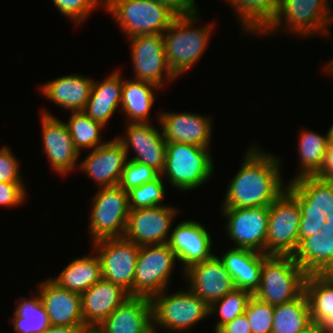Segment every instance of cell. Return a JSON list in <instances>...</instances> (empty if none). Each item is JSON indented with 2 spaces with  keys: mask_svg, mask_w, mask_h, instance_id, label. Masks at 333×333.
<instances>
[{
  "mask_svg": "<svg viewBox=\"0 0 333 333\" xmlns=\"http://www.w3.org/2000/svg\"><path fill=\"white\" fill-rule=\"evenodd\" d=\"M280 160L264 152L259 145L249 147L239 171L227 187L221 207L270 206L287 188L282 181Z\"/></svg>",
  "mask_w": 333,
  "mask_h": 333,
  "instance_id": "cell-1",
  "label": "cell"
},
{
  "mask_svg": "<svg viewBox=\"0 0 333 333\" xmlns=\"http://www.w3.org/2000/svg\"><path fill=\"white\" fill-rule=\"evenodd\" d=\"M197 10L185 16H178L163 33L166 61L176 77L194 67L208 45L213 24L194 27L198 21Z\"/></svg>",
  "mask_w": 333,
  "mask_h": 333,
  "instance_id": "cell-2",
  "label": "cell"
},
{
  "mask_svg": "<svg viewBox=\"0 0 333 333\" xmlns=\"http://www.w3.org/2000/svg\"><path fill=\"white\" fill-rule=\"evenodd\" d=\"M306 272L292 255H266L260 286L253 293L262 302L280 305L296 299L304 291Z\"/></svg>",
  "mask_w": 333,
  "mask_h": 333,
  "instance_id": "cell-3",
  "label": "cell"
},
{
  "mask_svg": "<svg viewBox=\"0 0 333 333\" xmlns=\"http://www.w3.org/2000/svg\"><path fill=\"white\" fill-rule=\"evenodd\" d=\"M125 37L163 34L177 17L166 6L153 0H104Z\"/></svg>",
  "mask_w": 333,
  "mask_h": 333,
  "instance_id": "cell-4",
  "label": "cell"
},
{
  "mask_svg": "<svg viewBox=\"0 0 333 333\" xmlns=\"http://www.w3.org/2000/svg\"><path fill=\"white\" fill-rule=\"evenodd\" d=\"M165 292L151 298L154 333H158L156 327L169 333H188L194 324L210 316V306L189 288L170 295Z\"/></svg>",
  "mask_w": 333,
  "mask_h": 333,
  "instance_id": "cell-5",
  "label": "cell"
},
{
  "mask_svg": "<svg viewBox=\"0 0 333 333\" xmlns=\"http://www.w3.org/2000/svg\"><path fill=\"white\" fill-rule=\"evenodd\" d=\"M209 148L193 144L167 142L165 167L161 176L180 191L200 187L214 172Z\"/></svg>",
  "mask_w": 333,
  "mask_h": 333,
  "instance_id": "cell-6",
  "label": "cell"
},
{
  "mask_svg": "<svg viewBox=\"0 0 333 333\" xmlns=\"http://www.w3.org/2000/svg\"><path fill=\"white\" fill-rule=\"evenodd\" d=\"M329 1L331 0H280L276 18L260 35L275 34L282 27L295 32L297 36L309 37L311 33H318L327 37L333 24V11Z\"/></svg>",
  "mask_w": 333,
  "mask_h": 333,
  "instance_id": "cell-7",
  "label": "cell"
},
{
  "mask_svg": "<svg viewBox=\"0 0 333 333\" xmlns=\"http://www.w3.org/2000/svg\"><path fill=\"white\" fill-rule=\"evenodd\" d=\"M92 202L89 234L92 243L107 238L124 237L128 215V191L119 185L99 188Z\"/></svg>",
  "mask_w": 333,
  "mask_h": 333,
  "instance_id": "cell-8",
  "label": "cell"
},
{
  "mask_svg": "<svg viewBox=\"0 0 333 333\" xmlns=\"http://www.w3.org/2000/svg\"><path fill=\"white\" fill-rule=\"evenodd\" d=\"M301 209L285 190L270 206L266 255H294L299 248Z\"/></svg>",
  "mask_w": 333,
  "mask_h": 333,
  "instance_id": "cell-9",
  "label": "cell"
},
{
  "mask_svg": "<svg viewBox=\"0 0 333 333\" xmlns=\"http://www.w3.org/2000/svg\"><path fill=\"white\" fill-rule=\"evenodd\" d=\"M176 261V254L167 243L140 246L136 260L134 296L151 299L168 290Z\"/></svg>",
  "mask_w": 333,
  "mask_h": 333,
  "instance_id": "cell-10",
  "label": "cell"
},
{
  "mask_svg": "<svg viewBox=\"0 0 333 333\" xmlns=\"http://www.w3.org/2000/svg\"><path fill=\"white\" fill-rule=\"evenodd\" d=\"M101 261L102 278L122 286L134 296L136 260L140 245L122 238H107L93 242Z\"/></svg>",
  "mask_w": 333,
  "mask_h": 333,
  "instance_id": "cell-11",
  "label": "cell"
},
{
  "mask_svg": "<svg viewBox=\"0 0 333 333\" xmlns=\"http://www.w3.org/2000/svg\"><path fill=\"white\" fill-rule=\"evenodd\" d=\"M128 39L134 80L149 82L162 88L166 82L177 79L166 61L163 34L139 35Z\"/></svg>",
  "mask_w": 333,
  "mask_h": 333,
  "instance_id": "cell-12",
  "label": "cell"
},
{
  "mask_svg": "<svg viewBox=\"0 0 333 333\" xmlns=\"http://www.w3.org/2000/svg\"><path fill=\"white\" fill-rule=\"evenodd\" d=\"M226 230L234 248L266 254L269 206L249 208H222Z\"/></svg>",
  "mask_w": 333,
  "mask_h": 333,
  "instance_id": "cell-13",
  "label": "cell"
},
{
  "mask_svg": "<svg viewBox=\"0 0 333 333\" xmlns=\"http://www.w3.org/2000/svg\"><path fill=\"white\" fill-rule=\"evenodd\" d=\"M178 212L169 205L131 209L124 238L140 246L166 244Z\"/></svg>",
  "mask_w": 333,
  "mask_h": 333,
  "instance_id": "cell-14",
  "label": "cell"
},
{
  "mask_svg": "<svg viewBox=\"0 0 333 333\" xmlns=\"http://www.w3.org/2000/svg\"><path fill=\"white\" fill-rule=\"evenodd\" d=\"M125 125L126 136L116 139L122 144L127 158L129 157V148H132L135 156L129 160L146 164L161 174L165 167L167 148V142L161 128L159 131L150 122Z\"/></svg>",
  "mask_w": 333,
  "mask_h": 333,
  "instance_id": "cell-15",
  "label": "cell"
},
{
  "mask_svg": "<svg viewBox=\"0 0 333 333\" xmlns=\"http://www.w3.org/2000/svg\"><path fill=\"white\" fill-rule=\"evenodd\" d=\"M40 113L45 154L54 171L65 176L76 167L80 153L74 147L67 125L49 111Z\"/></svg>",
  "mask_w": 333,
  "mask_h": 333,
  "instance_id": "cell-16",
  "label": "cell"
},
{
  "mask_svg": "<svg viewBox=\"0 0 333 333\" xmlns=\"http://www.w3.org/2000/svg\"><path fill=\"white\" fill-rule=\"evenodd\" d=\"M182 273L189 282L188 288L209 306L236 288L230 273L215 254L208 260L190 266Z\"/></svg>",
  "mask_w": 333,
  "mask_h": 333,
  "instance_id": "cell-17",
  "label": "cell"
},
{
  "mask_svg": "<svg viewBox=\"0 0 333 333\" xmlns=\"http://www.w3.org/2000/svg\"><path fill=\"white\" fill-rule=\"evenodd\" d=\"M212 236L199 222L185 220L171 230L167 244L175 252L184 272L190 266L210 259Z\"/></svg>",
  "mask_w": 333,
  "mask_h": 333,
  "instance_id": "cell-18",
  "label": "cell"
},
{
  "mask_svg": "<svg viewBox=\"0 0 333 333\" xmlns=\"http://www.w3.org/2000/svg\"><path fill=\"white\" fill-rule=\"evenodd\" d=\"M158 121L166 142L193 144L210 148L212 120L191 112H160Z\"/></svg>",
  "mask_w": 333,
  "mask_h": 333,
  "instance_id": "cell-19",
  "label": "cell"
},
{
  "mask_svg": "<svg viewBox=\"0 0 333 333\" xmlns=\"http://www.w3.org/2000/svg\"><path fill=\"white\" fill-rule=\"evenodd\" d=\"M84 158L79 169L91 177L99 188L119 185L128 158L116 138L93 149Z\"/></svg>",
  "mask_w": 333,
  "mask_h": 333,
  "instance_id": "cell-20",
  "label": "cell"
},
{
  "mask_svg": "<svg viewBox=\"0 0 333 333\" xmlns=\"http://www.w3.org/2000/svg\"><path fill=\"white\" fill-rule=\"evenodd\" d=\"M38 285L37 291L51 325H85L81 294L62 288L52 278Z\"/></svg>",
  "mask_w": 333,
  "mask_h": 333,
  "instance_id": "cell-21",
  "label": "cell"
},
{
  "mask_svg": "<svg viewBox=\"0 0 333 333\" xmlns=\"http://www.w3.org/2000/svg\"><path fill=\"white\" fill-rule=\"evenodd\" d=\"M96 328L100 333H154L151 299L129 297Z\"/></svg>",
  "mask_w": 333,
  "mask_h": 333,
  "instance_id": "cell-22",
  "label": "cell"
},
{
  "mask_svg": "<svg viewBox=\"0 0 333 333\" xmlns=\"http://www.w3.org/2000/svg\"><path fill=\"white\" fill-rule=\"evenodd\" d=\"M129 297V292L122 286L102 278L81 294L85 326L96 328Z\"/></svg>",
  "mask_w": 333,
  "mask_h": 333,
  "instance_id": "cell-23",
  "label": "cell"
},
{
  "mask_svg": "<svg viewBox=\"0 0 333 333\" xmlns=\"http://www.w3.org/2000/svg\"><path fill=\"white\" fill-rule=\"evenodd\" d=\"M306 274L333 273V219L321 231L305 238L293 255Z\"/></svg>",
  "mask_w": 333,
  "mask_h": 333,
  "instance_id": "cell-24",
  "label": "cell"
},
{
  "mask_svg": "<svg viewBox=\"0 0 333 333\" xmlns=\"http://www.w3.org/2000/svg\"><path fill=\"white\" fill-rule=\"evenodd\" d=\"M93 79L83 75H66L43 83L40 91L44 97L72 112L83 111L89 100Z\"/></svg>",
  "mask_w": 333,
  "mask_h": 333,
  "instance_id": "cell-25",
  "label": "cell"
},
{
  "mask_svg": "<svg viewBox=\"0 0 333 333\" xmlns=\"http://www.w3.org/2000/svg\"><path fill=\"white\" fill-rule=\"evenodd\" d=\"M313 326L322 333H333V276L308 274L304 282Z\"/></svg>",
  "mask_w": 333,
  "mask_h": 333,
  "instance_id": "cell-26",
  "label": "cell"
},
{
  "mask_svg": "<svg viewBox=\"0 0 333 333\" xmlns=\"http://www.w3.org/2000/svg\"><path fill=\"white\" fill-rule=\"evenodd\" d=\"M121 71H113L103 81H93L88 102L82 112L104 126L110 121L118 107H121L123 78Z\"/></svg>",
  "mask_w": 333,
  "mask_h": 333,
  "instance_id": "cell-27",
  "label": "cell"
},
{
  "mask_svg": "<svg viewBox=\"0 0 333 333\" xmlns=\"http://www.w3.org/2000/svg\"><path fill=\"white\" fill-rule=\"evenodd\" d=\"M265 256L264 253L252 250L231 248L219 258L233 278L235 287L254 293L260 286L261 268Z\"/></svg>",
  "mask_w": 333,
  "mask_h": 333,
  "instance_id": "cell-28",
  "label": "cell"
},
{
  "mask_svg": "<svg viewBox=\"0 0 333 333\" xmlns=\"http://www.w3.org/2000/svg\"><path fill=\"white\" fill-rule=\"evenodd\" d=\"M286 190L298 201L300 208H317L326 219H333V182L305 176L291 179Z\"/></svg>",
  "mask_w": 333,
  "mask_h": 333,
  "instance_id": "cell-29",
  "label": "cell"
},
{
  "mask_svg": "<svg viewBox=\"0 0 333 333\" xmlns=\"http://www.w3.org/2000/svg\"><path fill=\"white\" fill-rule=\"evenodd\" d=\"M94 254L75 258L52 280L69 291L84 293L102 279L101 261Z\"/></svg>",
  "mask_w": 333,
  "mask_h": 333,
  "instance_id": "cell-30",
  "label": "cell"
},
{
  "mask_svg": "<svg viewBox=\"0 0 333 333\" xmlns=\"http://www.w3.org/2000/svg\"><path fill=\"white\" fill-rule=\"evenodd\" d=\"M155 89L160 88L149 82L123 79L120 108L125 112V116L127 115V124L149 122L150 111L155 101Z\"/></svg>",
  "mask_w": 333,
  "mask_h": 333,
  "instance_id": "cell-31",
  "label": "cell"
},
{
  "mask_svg": "<svg viewBox=\"0 0 333 333\" xmlns=\"http://www.w3.org/2000/svg\"><path fill=\"white\" fill-rule=\"evenodd\" d=\"M313 327L304 291L296 299L274 306L271 333H306Z\"/></svg>",
  "mask_w": 333,
  "mask_h": 333,
  "instance_id": "cell-32",
  "label": "cell"
},
{
  "mask_svg": "<svg viewBox=\"0 0 333 333\" xmlns=\"http://www.w3.org/2000/svg\"><path fill=\"white\" fill-rule=\"evenodd\" d=\"M238 13L243 32L260 35L276 18L280 0H226Z\"/></svg>",
  "mask_w": 333,
  "mask_h": 333,
  "instance_id": "cell-33",
  "label": "cell"
},
{
  "mask_svg": "<svg viewBox=\"0 0 333 333\" xmlns=\"http://www.w3.org/2000/svg\"><path fill=\"white\" fill-rule=\"evenodd\" d=\"M299 165L298 173L293 180L305 177L316 176L322 165L325 153L329 146L328 132L325 136L306 129L299 134Z\"/></svg>",
  "mask_w": 333,
  "mask_h": 333,
  "instance_id": "cell-34",
  "label": "cell"
},
{
  "mask_svg": "<svg viewBox=\"0 0 333 333\" xmlns=\"http://www.w3.org/2000/svg\"><path fill=\"white\" fill-rule=\"evenodd\" d=\"M34 294L31 299L21 298L15 307L12 323L17 333H42L51 325L38 291Z\"/></svg>",
  "mask_w": 333,
  "mask_h": 333,
  "instance_id": "cell-35",
  "label": "cell"
},
{
  "mask_svg": "<svg viewBox=\"0 0 333 333\" xmlns=\"http://www.w3.org/2000/svg\"><path fill=\"white\" fill-rule=\"evenodd\" d=\"M75 149L81 153L82 149H95L106 142H101V129L105 126L94 121L84 112H72L67 123Z\"/></svg>",
  "mask_w": 333,
  "mask_h": 333,
  "instance_id": "cell-36",
  "label": "cell"
},
{
  "mask_svg": "<svg viewBox=\"0 0 333 333\" xmlns=\"http://www.w3.org/2000/svg\"><path fill=\"white\" fill-rule=\"evenodd\" d=\"M253 293L249 290L235 288L223 298L210 305V316L218 313L220 319L215 324V333L226 323L245 313L247 304Z\"/></svg>",
  "mask_w": 333,
  "mask_h": 333,
  "instance_id": "cell-37",
  "label": "cell"
},
{
  "mask_svg": "<svg viewBox=\"0 0 333 333\" xmlns=\"http://www.w3.org/2000/svg\"><path fill=\"white\" fill-rule=\"evenodd\" d=\"M160 175L157 179L147 182L128 191L129 209H139L154 206H162L165 198L164 179Z\"/></svg>",
  "mask_w": 333,
  "mask_h": 333,
  "instance_id": "cell-38",
  "label": "cell"
},
{
  "mask_svg": "<svg viewBox=\"0 0 333 333\" xmlns=\"http://www.w3.org/2000/svg\"><path fill=\"white\" fill-rule=\"evenodd\" d=\"M245 314L252 333H271L274 306L262 302L256 296L250 298Z\"/></svg>",
  "mask_w": 333,
  "mask_h": 333,
  "instance_id": "cell-39",
  "label": "cell"
},
{
  "mask_svg": "<svg viewBox=\"0 0 333 333\" xmlns=\"http://www.w3.org/2000/svg\"><path fill=\"white\" fill-rule=\"evenodd\" d=\"M161 174L146 164L127 160L122 172L119 186L125 191L139 187L147 182L154 181Z\"/></svg>",
  "mask_w": 333,
  "mask_h": 333,
  "instance_id": "cell-40",
  "label": "cell"
},
{
  "mask_svg": "<svg viewBox=\"0 0 333 333\" xmlns=\"http://www.w3.org/2000/svg\"><path fill=\"white\" fill-rule=\"evenodd\" d=\"M58 11L62 15L69 17L74 24L78 25L85 21L87 16L91 14L100 4H104V0H52Z\"/></svg>",
  "mask_w": 333,
  "mask_h": 333,
  "instance_id": "cell-41",
  "label": "cell"
},
{
  "mask_svg": "<svg viewBox=\"0 0 333 333\" xmlns=\"http://www.w3.org/2000/svg\"><path fill=\"white\" fill-rule=\"evenodd\" d=\"M299 245L308 236L321 231L326 222V215L317 208H300Z\"/></svg>",
  "mask_w": 333,
  "mask_h": 333,
  "instance_id": "cell-42",
  "label": "cell"
},
{
  "mask_svg": "<svg viewBox=\"0 0 333 333\" xmlns=\"http://www.w3.org/2000/svg\"><path fill=\"white\" fill-rule=\"evenodd\" d=\"M18 159L6 145L0 148V182L23 183ZM23 181V182H22Z\"/></svg>",
  "mask_w": 333,
  "mask_h": 333,
  "instance_id": "cell-43",
  "label": "cell"
},
{
  "mask_svg": "<svg viewBox=\"0 0 333 333\" xmlns=\"http://www.w3.org/2000/svg\"><path fill=\"white\" fill-rule=\"evenodd\" d=\"M24 183L0 182V206L15 207L22 204L26 198Z\"/></svg>",
  "mask_w": 333,
  "mask_h": 333,
  "instance_id": "cell-44",
  "label": "cell"
},
{
  "mask_svg": "<svg viewBox=\"0 0 333 333\" xmlns=\"http://www.w3.org/2000/svg\"><path fill=\"white\" fill-rule=\"evenodd\" d=\"M166 6L170 9L177 17L185 16L196 12L198 9L195 0H153Z\"/></svg>",
  "mask_w": 333,
  "mask_h": 333,
  "instance_id": "cell-45",
  "label": "cell"
},
{
  "mask_svg": "<svg viewBox=\"0 0 333 333\" xmlns=\"http://www.w3.org/2000/svg\"><path fill=\"white\" fill-rule=\"evenodd\" d=\"M216 333H252L246 314L237 316L223 325Z\"/></svg>",
  "mask_w": 333,
  "mask_h": 333,
  "instance_id": "cell-46",
  "label": "cell"
},
{
  "mask_svg": "<svg viewBox=\"0 0 333 333\" xmlns=\"http://www.w3.org/2000/svg\"><path fill=\"white\" fill-rule=\"evenodd\" d=\"M317 178L333 182V144H329Z\"/></svg>",
  "mask_w": 333,
  "mask_h": 333,
  "instance_id": "cell-47",
  "label": "cell"
},
{
  "mask_svg": "<svg viewBox=\"0 0 333 333\" xmlns=\"http://www.w3.org/2000/svg\"><path fill=\"white\" fill-rule=\"evenodd\" d=\"M87 327L85 325H72V326H62V325H50L42 333H83Z\"/></svg>",
  "mask_w": 333,
  "mask_h": 333,
  "instance_id": "cell-48",
  "label": "cell"
},
{
  "mask_svg": "<svg viewBox=\"0 0 333 333\" xmlns=\"http://www.w3.org/2000/svg\"><path fill=\"white\" fill-rule=\"evenodd\" d=\"M325 71L329 72L330 75L333 77V59L325 65Z\"/></svg>",
  "mask_w": 333,
  "mask_h": 333,
  "instance_id": "cell-49",
  "label": "cell"
},
{
  "mask_svg": "<svg viewBox=\"0 0 333 333\" xmlns=\"http://www.w3.org/2000/svg\"><path fill=\"white\" fill-rule=\"evenodd\" d=\"M329 144H333V124L328 131Z\"/></svg>",
  "mask_w": 333,
  "mask_h": 333,
  "instance_id": "cell-50",
  "label": "cell"
},
{
  "mask_svg": "<svg viewBox=\"0 0 333 333\" xmlns=\"http://www.w3.org/2000/svg\"><path fill=\"white\" fill-rule=\"evenodd\" d=\"M306 333H322L320 328H317L316 326H314L313 328H311L308 332Z\"/></svg>",
  "mask_w": 333,
  "mask_h": 333,
  "instance_id": "cell-51",
  "label": "cell"
},
{
  "mask_svg": "<svg viewBox=\"0 0 333 333\" xmlns=\"http://www.w3.org/2000/svg\"><path fill=\"white\" fill-rule=\"evenodd\" d=\"M83 333H100L97 328H87Z\"/></svg>",
  "mask_w": 333,
  "mask_h": 333,
  "instance_id": "cell-52",
  "label": "cell"
}]
</instances>
